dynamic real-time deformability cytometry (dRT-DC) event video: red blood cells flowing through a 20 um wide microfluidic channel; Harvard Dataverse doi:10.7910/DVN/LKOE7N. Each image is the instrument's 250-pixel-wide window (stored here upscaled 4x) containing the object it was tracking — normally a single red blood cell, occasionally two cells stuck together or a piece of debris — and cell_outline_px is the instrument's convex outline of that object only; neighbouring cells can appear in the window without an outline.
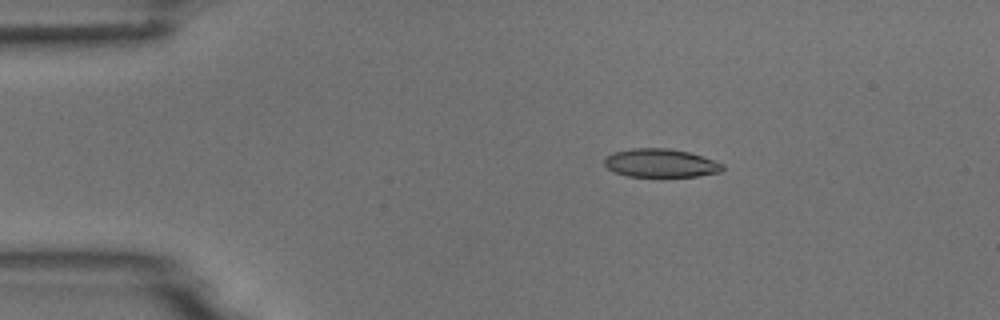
{"species": "common noctule bat (a hibernating species)", "species_latin": "Nyctalus noctula", "temperature_condition": "room temperature", "stored_images_in_passage": 6, "camera_frame_rate_fps": 3000, "um_per_image_px": 0.085, "animal": {"sex": "male", "body_mass_g": 18.8}, "frame": {"image": 1, "passage_image": 3, "time_ms": 2.0, "image_size_px": [1000, 320], "cell_outline_px": [[724, 168], [720, 172], [696, 176], [628, 176], [616, 172], [608, 168], [604, 164], [604, 160], [612, 152], [632, 148], [668, 148], [688, 152], [724, 164]], "centroid_in_image_um": [56.14, 13.85], "position_along_channel_um": 28.9, "area_um2": 19.31}}
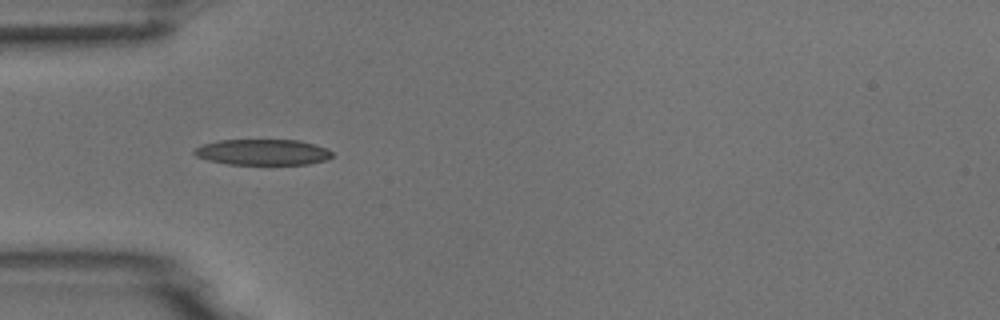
{"frame": {"image": 2, "passage_image": 5, "time_ms": 4.333, "image_size_px": [1000, 320], "cell_outline_px": [[332, 156], [324, 160], [308, 164], [228, 164], [208, 160], [196, 156], [192, 152], [196, 148], [204, 144], [220, 140], [300, 140], [316, 144], [328, 148], [332, 152]], "centroid_in_image_um": [22.35, 12.93], "position_along_channel_um": 62.6, "area_um2": 20.69}}